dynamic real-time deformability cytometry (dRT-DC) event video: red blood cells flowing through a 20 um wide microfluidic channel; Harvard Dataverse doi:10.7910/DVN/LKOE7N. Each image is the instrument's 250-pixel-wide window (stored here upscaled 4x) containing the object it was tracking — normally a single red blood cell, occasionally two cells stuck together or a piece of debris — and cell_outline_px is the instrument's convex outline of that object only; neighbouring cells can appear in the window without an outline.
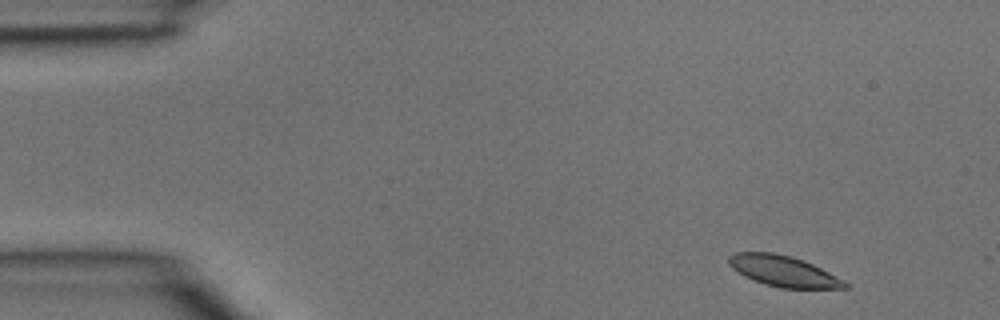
{"species": "common noctule bat (a hibernating species)", "species_latin": "Nyctalus noctula", "temperature_condition": "room temperature", "stored_images_in_passage": 4, "segment_of_instrument_passage": [1, 2], "camera_frame_rate_fps": 3000, "um_per_image_px": 0.085, "animal": {"sex": "male", "body_mass_g": 15.6}, "frame": {"image": 1, "passage_image": 1, "time_ms": 0.0, "image_size_px": [1000, 320], "cell_outline_px": [[848, 288], [780, 288], [764, 284], [744, 276], [736, 272], [728, 264], [728, 256], [736, 252], [772, 252], [792, 256], [804, 260], [844, 280], [848, 284]], "centroid_in_image_um": [66.55, 23.04], "position_along_channel_um": 18.4, "area_um2": 20.87}}
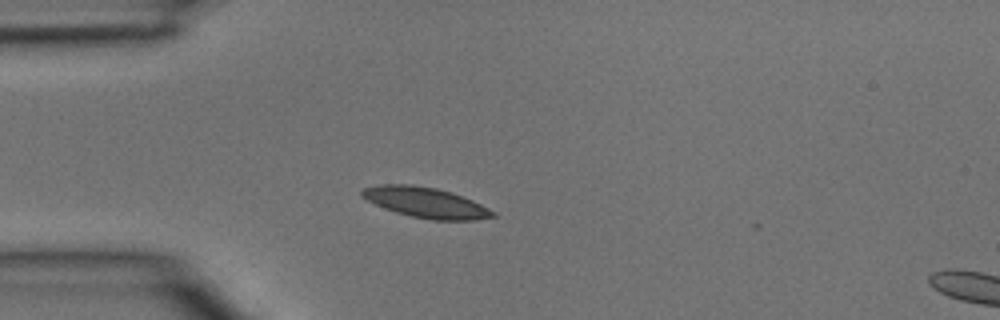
{"frame": {"image": 2, "passage_image": 3, "time_ms": 0.667, "image_size_px": [1000, 320], "cell_outline_px": [[496, 216], [476, 220], [432, 220], [412, 216], [396, 212], [384, 208], [360, 196], [360, 192], [364, 188], [380, 184], [408, 184], [436, 188], [452, 192], [472, 200], [496, 212]], "centroid_in_image_um": [36.19, 17.21], "position_along_channel_um": 48.8, "area_um2": 23.06}}